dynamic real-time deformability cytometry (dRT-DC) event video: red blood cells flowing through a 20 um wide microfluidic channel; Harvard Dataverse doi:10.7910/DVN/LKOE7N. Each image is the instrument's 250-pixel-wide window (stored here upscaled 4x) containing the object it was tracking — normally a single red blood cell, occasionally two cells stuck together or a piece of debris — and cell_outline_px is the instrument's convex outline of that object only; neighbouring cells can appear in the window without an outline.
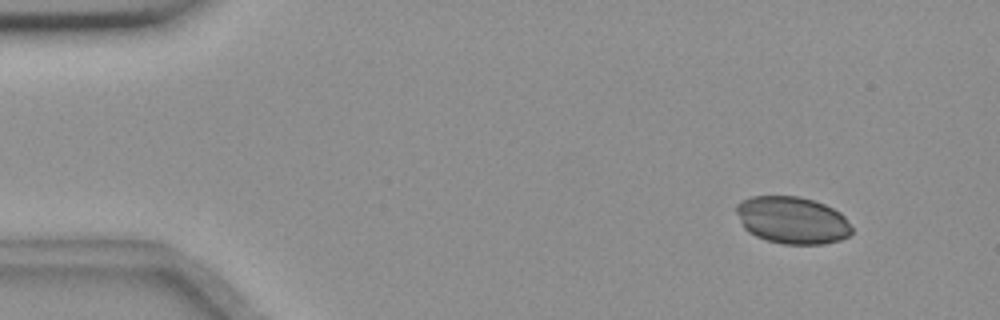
{"species": "common noctule bat (a hibernating species)", "species_latin": "Nyctalus noctula", "temperature_condition": "room temperature", "stored_images_in_passage": 5, "camera_frame_rate_fps": 3000, "um_per_image_px": 0.085, "animal": {"sex": "female", "body_mass_g": 18.4}, "frame": {"image": 1, "passage_image": 1, "time_ms": 0.0, "image_size_px": [1000, 320], "cell_outline_px": [[852, 232], [848, 236], [840, 240], [824, 244], [784, 244], [768, 240], [756, 236], [748, 232], [744, 228], [736, 212], [736, 204], [740, 200], [752, 196], [796, 196], [812, 200], [824, 204], [840, 212], [844, 216], [852, 228]], "centroid_in_image_um": [67.33, 18.71], "position_along_channel_um": 17.7, "area_um2": 31.73}}